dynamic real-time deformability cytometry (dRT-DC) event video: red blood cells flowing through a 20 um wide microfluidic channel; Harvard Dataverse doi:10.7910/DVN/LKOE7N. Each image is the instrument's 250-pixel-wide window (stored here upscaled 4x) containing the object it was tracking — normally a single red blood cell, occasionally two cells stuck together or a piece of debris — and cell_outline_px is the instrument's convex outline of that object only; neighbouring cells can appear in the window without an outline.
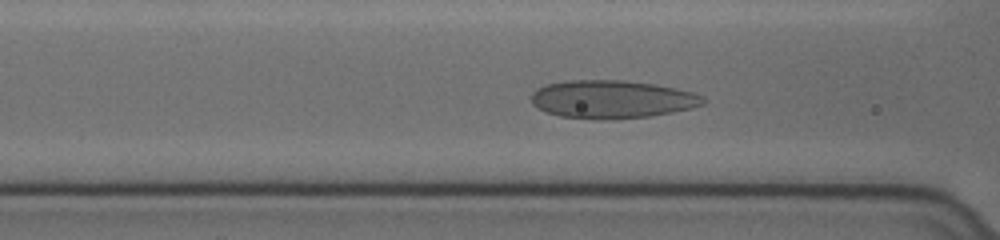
{"species": "human", "species_latin": "Homo sapiens", "temperature_condition": "cold", "stored_images_in_passage": 35, "camera_frame_rate_fps": 3000, "um_per_image_px": 0.085, "donor": {"sex": "female"}, "frame": {"image": 1, "passage_image": 12, "time_ms": 3.667, "image_size_px": [1000, 240], "cell_outline_px": [[704, 104], [672, 112], [648, 116], [600, 120], [596, 120], [560, 116], [544, 112], [536, 108], [532, 104], [532, 92], [536, 88], [544, 84], [564, 80], [624, 80], [652, 84], [692, 92], [704, 96]], "centroid_in_image_um": [51.92, 8.44], "position_along_channel_um": 114.7, "area_um2": 38.15}}
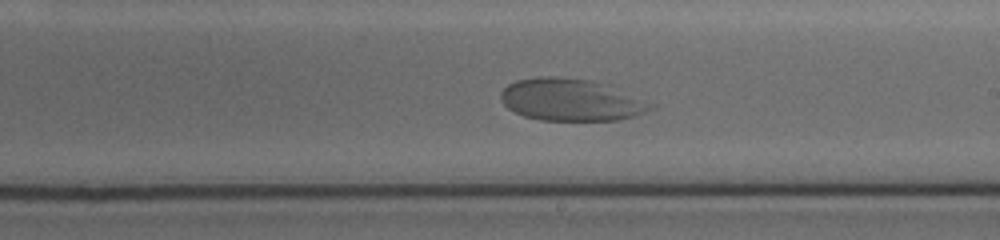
{"frame": {"image": 2, "passage_image": 20, "time_ms": 6.333, "image_size_px": [1000, 240], "cell_outline_px": [[656, 104], [652, 108], [644, 112], [620, 120], [540, 120], [524, 116], [508, 108], [500, 100], [500, 92], [508, 84], [516, 80], [540, 76], [560, 76], [592, 80]], "centroid_in_image_um": [48.48, 8.48], "position_along_channel_um": 240.5, "area_um2": 36.59}}
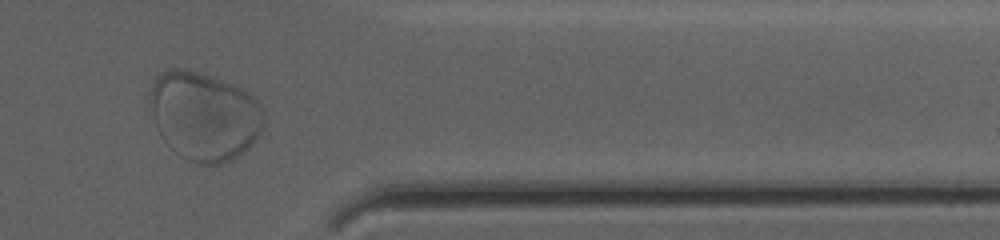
{"frame": {"image": 3, "passage_image": 30, "time_ms": 9.667, "image_size_px": [1000, 240], "cell_outline_px": [[264, 120], [260, 132], [252, 144], [248, 148], [232, 160], [220, 164], [196, 164], [176, 152], [160, 136], [148, 104], [148, 96], [152, 84], [156, 76], [160, 72], [172, 68], [184, 68], [232, 84], [240, 88], [256, 100], [260, 108]], "centroid_in_image_um": [17.31, 9.86], "position_along_channel_um": 394.1, "area_um2": 58.49}}